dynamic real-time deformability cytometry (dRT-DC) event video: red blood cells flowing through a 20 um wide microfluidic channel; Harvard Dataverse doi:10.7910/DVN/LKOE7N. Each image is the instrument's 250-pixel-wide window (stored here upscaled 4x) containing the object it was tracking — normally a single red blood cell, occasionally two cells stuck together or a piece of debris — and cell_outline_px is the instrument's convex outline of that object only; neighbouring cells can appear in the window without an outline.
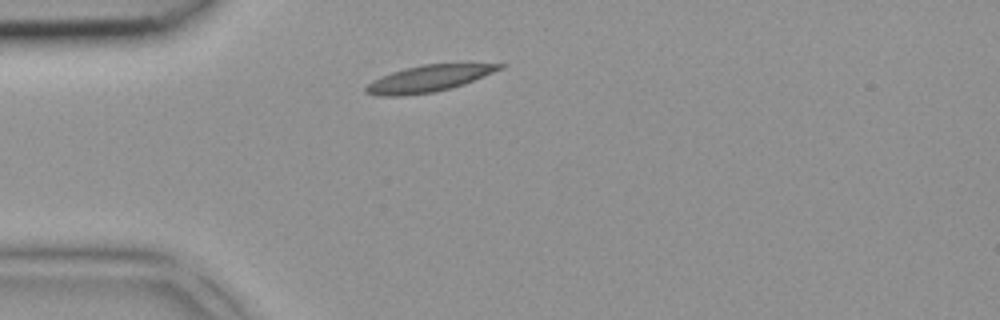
{"species": "common noctule bat (a hibernating species)", "species_latin": "Nyctalus noctula", "temperature_condition": "room temperature", "stored_images_in_passage": 1, "camera_frame_rate_fps": 3000, "um_per_image_px": 0.085, "animal": {"sex": "female", "body_mass_g": 18.4}, "frame": {"image": 1, "passage_image": 1, "time_ms": 0.0, "image_size_px": [1000, 320], "cell_outline_px": [[504, 68], [464, 84], [452, 88], [436, 92], [404, 96], [380, 96], [364, 92], [364, 88], [372, 80], [392, 72], [404, 68], [424, 64], [504, 64]], "centroid_in_image_um": [36.4, 6.69], "position_along_channel_um": 48.6, "area_um2": 20.63}}